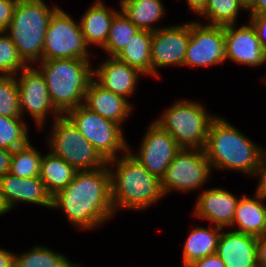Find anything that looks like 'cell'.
<instances>
[{
    "mask_svg": "<svg viewBox=\"0 0 266 267\" xmlns=\"http://www.w3.org/2000/svg\"><path fill=\"white\" fill-rule=\"evenodd\" d=\"M63 212L78 230H92L115 215L108 165L77 171L74 179L52 197V208Z\"/></svg>",
    "mask_w": 266,
    "mask_h": 267,
    "instance_id": "6da1fadb",
    "label": "cell"
},
{
    "mask_svg": "<svg viewBox=\"0 0 266 267\" xmlns=\"http://www.w3.org/2000/svg\"><path fill=\"white\" fill-rule=\"evenodd\" d=\"M226 119L218 115L211 122L204 147L206 158L213 171L235 170L251 177L266 149Z\"/></svg>",
    "mask_w": 266,
    "mask_h": 267,
    "instance_id": "7a4b0ae2",
    "label": "cell"
},
{
    "mask_svg": "<svg viewBox=\"0 0 266 267\" xmlns=\"http://www.w3.org/2000/svg\"><path fill=\"white\" fill-rule=\"evenodd\" d=\"M111 174L114 213L145 210L164 198L161 179L149 173L129 151L107 161ZM115 167V168H114Z\"/></svg>",
    "mask_w": 266,
    "mask_h": 267,
    "instance_id": "3957f363",
    "label": "cell"
},
{
    "mask_svg": "<svg viewBox=\"0 0 266 267\" xmlns=\"http://www.w3.org/2000/svg\"><path fill=\"white\" fill-rule=\"evenodd\" d=\"M35 66L43 74L50 99L62 115L83 104L85 92L93 79L91 59L41 60Z\"/></svg>",
    "mask_w": 266,
    "mask_h": 267,
    "instance_id": "277c9868",
    "label": "cell"
},
{
    "mask_svg": "<svg viewBox=\"0 0 266 267\" xmlns=\"http://www.w3.org/2000/svg\"><path fill=\"white\" fill-rule=\"evenodd\" d=\"M58 8L55 4L49 7L44 0H18L6 33L28 65L42 60L46 30Z\"/></svg>",
    "mask_w": 266,
    "mask_h": 267,
    "instance_id": "5b68a950",
    "label": "cell"
},
{
    "mask_svg": "<svg viewBox=\"0 0 266 267\" xmlns=\"http://www.w3.org/2000/svg\"><path fill=\"white\" fill-rule=\"evenodd\" d=\"M177 100L153 121L168 132L180 148L204 150L209 126L217 114L208 112L201 102Z\"/></svg>",
    "mask_w": 266,
    "mask_h": 267,
    "instance_id": "8992f818",
    "label": "cell"
},
{
    "mask_svg": "<svg viewBox=\"0 0 266 267\" xmlns=\"http://www.w3.org/2000/svg\"><path fill=\"white\" fill-rule=\"evenodd\" d=\"M52 123L46 143L53 154L77 171L94 170L107 165V161L66 115L59 116Z\"/></svg>",
    "mask_w": 266,
    "mask_h": 267,
    "instance_id": "52a82bcc",
    "label": "cell"
},
{
    "mask_svg": "<svg viewBox=\"0 0 266 267\" xmlns=\"http://www.w3.org/2000/svg\"><path fill=\"white\" fill-rule=\"evenodd\" d=\"M65 115L106 161L128 151L129 143L119 124L92 112L83 104L69 110Z\"/></svg>",
    "mask_w": 266,
    "mask_h": 267,
    "instance_id": "ba28073f",
    "label": "cell"
},
{
    "mask_svg": "<svg viewBox=\"0 0 266 267\" xmlns=\"http://www.w3.org/2000/svg\"><path fill=\"white\" fill-rule=\"evenodd\" d=\"M90 55L79 21L59 7L46 30L42 60L91 59Z\"/></svg>",
    "mask_w": 266,
    "mask_h": 267,
    "instance_id": "9c48e42d",
    "label": "cell"
},
{
    "mask_svg": "<svg viewBox=\"0 0 266 267\" xmlns=\"http://www.w3.org/2000/svg\"><path fill=\"white\" fill-rule=\"evenodd\" d=\"M213 172L204 150L181 148L161 178L164 196L172 191L191 192L201 189Z\"/></svg>",
    "mask_w": 266,
    "mask_h": 267,
    "instance_id": "30bf717a",
    "label": "cell"
},
{
    "mask_svg": "<svg viewBox=\"0 0 266 267\" xmlns=\"http://www.w3.org/2000/svg\"><path fill=\"white\" fill-rule=\"evenodd\" d=\"M15 75L18 86L19 106L24 119L25 112L31 115L37 129H44L48 115L54 121L62 114L54 107L43 74L34 65H28ZM53 116V117H52Z\"/></svg>",
    "mask_w": 266,
    "mask_h": 267,
    "instance_id": "8fae6325",
    "label": "cell"
},
{
    "mask_svg": "<svg viewBox=\"0 0 266 267\" xmlns=\"http://www.w3.org/2000/svg\"><path fill=\"white\" fill-rule=\"evenodd\" d=\"M225 61L224 26L191 20L184 66L210 67Z\"/></svg>",
    "mask_w": 266,
    "mask_h": 267,
    "instance_id": "7c38bea8",
    "label": "cell"
},
{
    "mask_svg": "<svg viewBox=\"0 0 266 267\" xmlns=\"http://www.w3.org/2000/svg\"><path fill=\"white\" fill-rule=\"evenodd\" d=\"M189 38L190 21L178 25H166L152 32V76L160 78L159 69L162 67H184Z\"/></svg>",
    "mask_w": 266,
    "mask_h": 267,
    "instance_id": "4fadbf2b",
    "label": "cell"
},
{
    "mask_svg": "<svg viewBox=\"0 0 266 267\" xmlns=\"http://www.w3.org/2000/svg\"><path fill=\"white\" fill-rule=\"evenodd\" d=\"M148 126L136 153L130 150V145L128 151L149 173L161 179L181 148L156 122L152 121Z\"/></svg>",
    "mask_w": 266,
    "mask_h": 267,
    "instance_id": "5bb4252c",
    "label": "cell"
},
{
    "mask_svg": "<svg viewBox=\"0 0 266 267\" xmlns=\"http://www.w3.org/2000/svg\"><path fill=\"white\" fill-rule=\"evenodd\" d=\"M224 26L225 60L249 67L266 64V53L258 39L254 26L249 22Z\"/></svg>",
    "mask_w": 266,
    "mask_h": 267,
    "instance_id": "9a60e30c",
    "label": "cell"
},
{
    "mask_svg": "<svg viewBox=\"0 0 266 267\" xmlns=\"http://www.w3.org/2000/svg\"><path fill=\"white\" fill-rule=\"evenodd\" d=\"M0 196L8 212L20 203L52 208V196L40 177L20 178L6 173L0 177Z\"/></svg>",
    "mask_w": 266,
    "mask_h": 267,
    "instance_id": "2e32d148",
    "label": "cell"
},
{
    "mask_svg": "<svg viewBox=\"0 0 266 267\" xmlns=\"http://www.w3.org/2000/svg\"><path fill=\"white\" fill-rule=\"evenodd\" d=\"M196 198L193 215L197 219L230 229L240 197L225 188L214 187L200 191Z\"/></svg>",
    "mask_w": 266,
    "mask_h": 267,
    "instance_id": "e0dca14e",
    "label": "cell"
},
{
    "mask_svg": "<svg viewBox=\"0 0 266 267\" xmlns=\"http://www.w3.org/2000/svg\"><path fill=\"white\" fill-rule=\"evenodd\" d=\"M143 75L136 68L110 56L93 68V79L100 86L126 99L135 94L139 77Z\"/></svg>",
    "mask_w": 266,
    "mask_h": 267,
    "instance_id": "ac0fdd59",
    "label": "cell"
},
{
    "mask_svg": "<svg viewBox=\"0 0 266 267\" xmlns=\"http://www.w3.org/2000/svg\"><path fill=\"white\" fill-rule=\"evenodd\" d=\"M216 254L226 267H258L257 237L232 229L221 231Z\"/></svg>",
    "mask_w": 266,
    "mask_h": 267,
    "instance_id": "d6986e66",
    "label": "cell"
},
{
    "mask_svg": "<svg viewBox=\"0 0 266 267\" xmlns=\"http://www.w3.org/2000/svg\"><path fill=\"white\" fill-rule=\"evenodd\" d=\"M83 105L121 127L134 109L132 101L129 102L123 96L104 89L94 79L90 81L85 92Z\"/></svg>",
    "mask_w": 266,
    "mask_h": 267,
    "instance_id": "ffe728a7",
    "label": "cell"
},
{
    "mask_svg": "<svg viewBox=\"0 0 266 267\" xmlns=\"http://www.w3.org/2000/svg\"><path fill=\"white\" fill-rule=\"evenodd\" d=\"M118 12L119 10L116 8L109 9L102 0H94L92 5L86 9L79 24L89 48L90 45L98 46L101 49L105 46L112 20Z\"/></svg>",
    "mask_w": 266,
    "mask_h": 267,
    "instance_id": "44dd1931",
    "label": "cell"
},
{
    "mask_svg": "<svg viewBox=\"0 0 266 267\" xmlns=\"http://www.w3.org/2000/svg\"><path fill=\"white\" fill-rule=\"evenodd\" d=\"M253 195L240 197L230 229L261 237L266 234V205L264 198Z\"/></svg>",
    "mask_w": 266,
    "mask_h": 267,
    "instance_id": "7402d4cb",
    "label": "cell"
},
{
    "mask_svg": "<svg viewBox=\"0 0 266 267\" xmlns=\"http://www.w3.org/2000/svg\"><path fill=\"white\" fill-rule=\"evenodd\" d=\"M223 228L210 224V228L195 226L184 241L182 267L216 253L219 236Z\"/></svg>",
    "mask_w": 266,
    "mask_h": 267,
    "instance_id": "603a6c76",
    "label": "cell"
},
{
    "mask_svg": "<svg viewBox=\"0 0 266 267\" xmlns=\"http://www.w3.org/2000/svg\"><path fill=\"white\" fill-rule=\"evenodd\" d=\"M119 4V9L140 30L154 32L162 28L155 26L166 16V8L161 0H120Z\"/></svg>",
    "mask_w": 266,
    "mask_h": 267,
    "instance_id": "cb8c5ba5",
    "label": "cell"
},
{
    "mask_svg": "<svg viewBox=\"0 0 266 267\" xmlns=\"http://www.w3.org/2000/svg\"><path fill=\"white\" fill-rule=\"evenodd\" d=\"M76 173L74 167L50 150L43 154L39 177L52 197L66 187Z\"/></svg>",
    "mask_w": 266,
    "mask_h": 267,
    "instance_id": "d4e9b609",
    "label": "cell"
},
{
    "mask_svg": "<svg viewBox=\"0 0 266 267\" xmlns=\"http://www.w3.org/2000/svg\"><path fill=\"white\" fill-rule=\"evenodd\" d=\"M152 32L139 30L116 56L120 61L136 68L144 75H152L151 62Z\"/></svg>",
    "mask_w": 266,
    "mask_h": 267,
    "instance_id": "484cf974",
    "label": "cell"
},
{
    "mask_svg": "<svg viewBox=\"0 0 266 267\" xmlns=\"http://www.w3.org/2000/svg\"><path fill=\"white\" fill-rule=\"evenodd\" d=\"M72 263L63 253L45 245H34L21 254H15L14 267H69Z\"/></svg>",
    "mask_w": 266,
    "mask_h": 267,
    "instance_id": "4316f807",
    "label": "cell"
},
{
    "mask_svg": "<svg viewBox=\"0 0 266 267\" xmlns=\"http://www.w3.org/2000/svg\"><path fill=\"white\" fill-rule=\"evenodd\" d=\"M139 30L120 9L112 20L109 36L102 51L110 57H116Z\"/></svg>",
    "mask_w": 266,
    "mask_h": 267,
    "instance_id": "83f0119b",
    "label": "cell"
},
{
    "mask_svg": "<svg viewBox=\"0 0 266 267\" xmlns=\"http://www.w3.org/2000/svg\"><path fill=\"white\" fill-rule=\"evenodd\" d=\"M42 157V152L30 141L12 152L9 173L20 178L39 177Z\"/></svg>",
    "mask_w": 266,
    "mask_h": 267,
    "instance_id": "f1b7e54d",
    "label": "cell"
},
{
    "mask_svg": "<svg viewBox=\"0 0 266 267\" xmlns=\"http://www.w3.org/2000/svg\"><path fill=\"white\" fill-rule=\"evenodd\" d=\"M241 10L247 11L239 0H208L206 8L199 16L208 20L205 24L225 26L237 24Z\"/></svg>",
    "mask_w": 266,
    "mask_h": 267,
    "instance_id": "f546056e",
    "label": "cell"
},
{
    "mask_svg": "<svg viewBox=\"0 0 266 267\" xmlns=\"http://www.w3.org/2000/svg\"><path fill=\"white\" fill-rule=\"evenodd\" d=\"M29 127L23 118H9L0 115V147L16 150L30 142Z\"/></svg>",
    "mask_w": 266,
    "mask_h": 267,
    "instance_id": "4dcf8cb0",
    "label": "cell"
},
{
    "mask_svg": "<svg viewBox=\"0 0 266 267\" xmlns=\"http://www.w3.org/2000/svg\"><path fill=\"white\" fill-rule=\"evenodd\" d=\"M28 64L19 55L6 32L0 33V76H15Z\"/></svg>",
    "mask_w": 266,
    "mask_h": 267,
    "instance_id": "1f68e13d",
    "label": "cell"
},
{
    "mask_svg": "<svg viewBox=\"0 0 266 267\" xmlns=\"http://www.w3.org/2000/svg\"><path fill=\"white\" fill-rule=\"evenodd\" d=\"M0 115L22 118L15 76H0Z\"/></svg>",
    "mask_w": 266,
    "mask_h": 267,
    "instance_id": "d6a6232c",
    "label": "cell"
},
{
    "mask_svg": "<svg viewBox=\"0 0 266 267\" xmlns=\"http://www.w3.org/2000/svg\"><path fill=\"white\" fill-rule=\"evenodd\" d=\"M18 0H0V31L6 32Z\"/></svg>",
    "mask_w": 266,
    "mask_h": 267,
    "instance_id": "836d02e7",
    "label": "cell"
},
{
    "mask_svg": "<svg viewBox=\"0 0 266 267\" xmlns=\"http://www.w3.org/2000/svg\"><path fill=\"white\" fill-rule=\"evenodd\" d=\"M253 178L258 179V184L256 190L254 191L256 195L261 196L266 200V151L264 152L259 167L256 169Z\"/></svg>",
    "mask_w": 266,
    "mask_h": 267,
    "instance_id": "e575fe53",
    "label": "cell"
},
{
    "mask_svg": "<svg viewBox=\"0 0 266 267\" xmlns=\"http://www.w3.org/2000/svg\"><path fill=\"white\" fill-rule=\"evenodd\" d=\"M249 16L248 20L254 26L258 39L266 53V14Z\"/></svg>",
    "mask_w": 266,
    "mask_h": 267,
    "instance_id": "d590c367",
    "label": "cell"
},
{
    "mask_svg": "<svg viewBox=\"0 0 266 267\" xmlns=\"http://www.w3.org/2000/svg\"><path fill=\"white\" fill-rule=\"evenodd\" d=\"M187 267H226L222 259L216 254H211L202 259L196 260Z\"/></svg>",
    "mask_w": 266,
    "mask_h": 267,
    "instance_id": "8d00e7d4",
    "label": "cell"
},
{
    "mask_svg": "<svg viewBox=\"0 0 266 267\" xmlns=\"http://www.w3.org/2000/svg\"><path fill=\"white\" fill-rule=\"evenodd\" d=\"M257 264L258 267H266V234L257 237Z\"/></svg>",
    "mask_w": 266,
    "mask_h": 267,
    "instance_id": "74e56055",
    "label": "cell"
},
{
    "mask_svg": "<svg viewBox=\"0 0 266 267\" xmlns=\"http://www.w3.org/2000/svg\"><path fill=\"white\" fill-rule=\"evenodd\" d=\"M12 150L0 147V177L9 173Z\"/></svg>",
    "mask_w": 266,
    "mask_h": 267,
    "instance_id": "f35d334b",
    "label": "cell"
},
{
    "mask_svg": "<svg viewBox=\"0 0 266 267\" xmlns=\"http://www.w3.org/2000/svg\"><path fill=\"white\" fill-rule=\"evenodd\" d=\"M15 253L0 247V267H14Z\"/></svg>",
    "mask_w": 266,
    "mask_h": 267,
    "instance_id": "ab89813d",
    "label": "cell"
},
{
    "mask_svg": "<svg viewBox=\"0 0 266 267\" xmlns=\"http://www.w3.org/2000/svg\"><path fill=\"white\" fill-rule=\"evenodd\" d=\"M187 6L189 7L188 11H191L199 17V15L204 11L208 4V0H185Z\"/></svg>",
    "mask_w": 266,
    "mask_h": 267,
    "instance_id": "60d3db41",
    "label": "cell"
},
{
    "mask_svg": "<svg viewBox=\"0 0 266 267\" xmlns=\"http://www.w3.org/2000/svg\"><path fill=\"white\" fill-rule=\"evenodd\" d=\"M247 11H249V15L266 14V0H255Z\"/></svg>",
    "mask_w": 266,
    "mask_h": 267,
    "instance_id": "b9f144b4",
    "label": "cell"
},
{
    "mask_svg": "<svg viewBox=\"0 0 266 267\" xmlns=\"http://www.w3.org/2000/svg\"><path fill=\"white\" fill-rule=\"evenodd\" d=\"M6 213H8V210L6 209L2 199H1V196H0V217L5 215Z\"/></svg>",
    "mask_w": 266,
    "mask_h": 267,
    "instance_id": "7bdbcfd3",
    "label": "cell"
},
{
    "mask_svg": "<svg viewBox=\"0 0 266 267\" xmlns=\"http://www.w3.org/2000/svg\"><path fill=\"white\" fill-rule=\"evenodd\" d=\"M248 10L252 4L254 3L255 0H239Z\"/></svg>",
    "mask_w": 266,
    "mask_h": 267,
    "instance_id": "ee69618b",
    "label": "cell"
},
{
    "mask_svg": "<svg viewBox=\"0 0 266 267\" xmlns=\"http://www.w3.org/2000/svg\"><path fill=\"white\" fill-rule=\"evenodd\" d=\"M83 265L80 263H72L69 267H82Z\"/></svg>",
    "mask_w": 266,
    "mask_h": 267,
    "instance_id": "f6af8a7d",
    "label": "cell"
},
{
    "mask_svg": "<svg viewBox=\"0 0 266 267\" xmlns=\"http://www.w3.org/2000/svg\"><path fill=\"white\" fill-rule=\"evenodd\" d=\"M263 79H262V81L266 84V76H265V78L263 77Z\"/></svg>",
    "mask_w": 266,
    "mask_h": 267,
    "instance_id": "bcb514c9",
    "label": "cell"
}]
</instances>
